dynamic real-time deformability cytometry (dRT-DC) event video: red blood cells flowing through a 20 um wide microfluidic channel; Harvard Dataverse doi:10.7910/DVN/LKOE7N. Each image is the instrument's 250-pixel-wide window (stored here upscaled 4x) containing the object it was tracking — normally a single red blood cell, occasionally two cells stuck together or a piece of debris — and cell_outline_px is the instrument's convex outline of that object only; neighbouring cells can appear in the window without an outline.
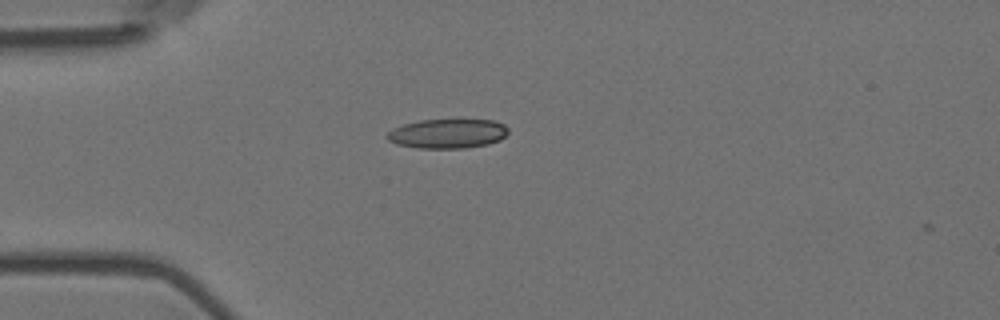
{"species": "Egyptian fruit bat (a non-hibernating species)", "species_latin": "Rousettus aegyptiacus", "temperature_condition": "room temperature", "stored_images_in_passage": 3, "camera_frame_rate_fps": 3000, "um_per_image_px": 0.085, "animal": {"sex": "female"}, "frame": {"image": 1, "passage_image": 2, "time_ms": 0.333, "image_size_px": [1000, 320], "cell_outline_px": [[508, 132], [500, 140], [488, 144], [464, 148], [416, 148], [396, 144], [388, 140], [388, 132], [392, 128], [404, 124], [420, 120], [492, 120], [504, 124], [508, 128]], "centroid_in_image_um": [38.04, 11.36], "position_along_channel_um": 47.0, "area_um2": 20.69}}